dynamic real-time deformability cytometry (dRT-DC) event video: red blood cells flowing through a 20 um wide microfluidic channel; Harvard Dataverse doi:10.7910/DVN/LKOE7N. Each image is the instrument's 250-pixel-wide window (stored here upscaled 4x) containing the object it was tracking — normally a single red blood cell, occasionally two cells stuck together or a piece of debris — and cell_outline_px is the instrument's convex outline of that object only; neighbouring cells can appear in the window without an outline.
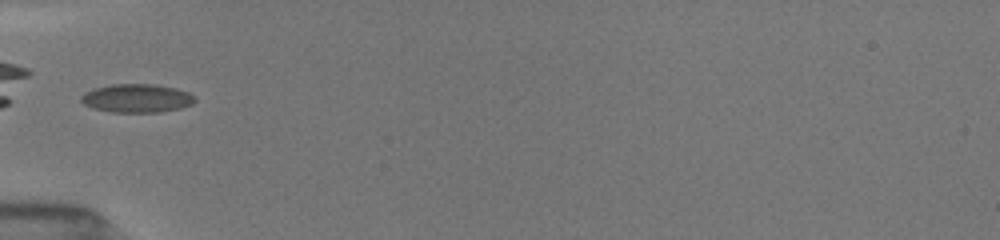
{"species": "common noctule bat (a hibernating species)", "species_latin": "Nyctalus noctula", "temperature_condition": "room temperature", "stored_images_in_passage": 26, "camera_frame_rate_fps": 3000, "um_per_image_px": 0.085, "animal": {"sex": "female", "body_mass_g": 19.5, "forearm_length_mm": 54.1}, "frame": {"image": 1, "passage_image": 1, "time_ms": 0.0, "image_size_px": [1000, 240], "cell_outline_px": [[196, 100], [192, 104], [180, 108], [160, 112], [112, 112], [92, 108], [84, 104], [80, 100], [80, 96], [84, 92], [92, 88], [112, 84], [156, 84], [176, 88], [188, 92]], "centroid_in_image_um": [11.59, 8.34], "position_along_channel_um": 73.4, "area_um2": 19.02}, "authors_computed_cell_mechanics": {"area_um2": 18.1781, "velocity_mm_per_s": 4.0259, "shape_relaxation_time_tau1_ms": 4.7317, "shape_relaxation_time_tau2_ms": null, "deformation_change_tau1": 0.1199, "deformation_change_tau2": null}}